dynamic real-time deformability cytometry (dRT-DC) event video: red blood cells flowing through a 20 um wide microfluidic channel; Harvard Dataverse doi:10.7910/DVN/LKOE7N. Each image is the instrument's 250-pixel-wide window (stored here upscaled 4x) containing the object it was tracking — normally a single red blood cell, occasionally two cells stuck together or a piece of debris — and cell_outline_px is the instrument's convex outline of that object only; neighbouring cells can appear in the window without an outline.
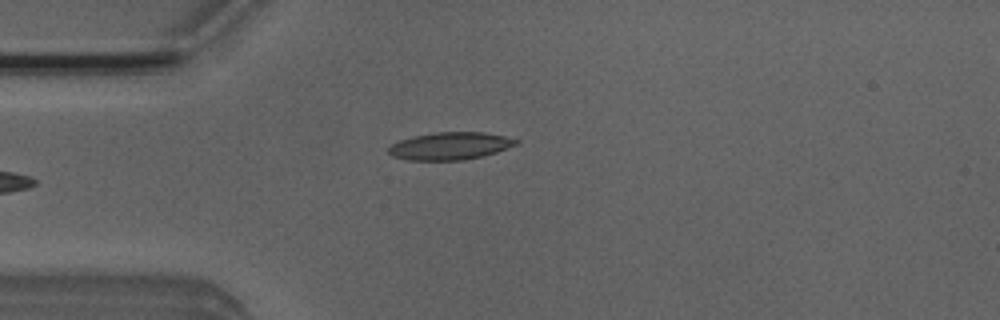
{"species": "Egyptian fruit bat (a non-hibernating species)", "species_latin": "Rousettus aegyptiacus", "temperature_condition": "room temperature", "stored_images_in_passage": 4, "camera_frame_rate_fps": 3000, "um_per_image_px": 0.085, "animal": {"sex": "male"}, "frame": {"image": 1, "passage_image": 4, "time_ms": 1.0, "image_size_px": [1000, 320], "cell_outline_px": [[520, 144], [496, 152], [464, 160], [408, 160], [392, 156], [388, 152], [388, 148], [392, 144], [400, 140], [412, 136], [436, 132], [484, 132], [504, 136], [520, 140]], "centroid_in_image_um": [38.27, 12.4], "position_along_channel_um": 46.7, "area_um2": 20.46}}